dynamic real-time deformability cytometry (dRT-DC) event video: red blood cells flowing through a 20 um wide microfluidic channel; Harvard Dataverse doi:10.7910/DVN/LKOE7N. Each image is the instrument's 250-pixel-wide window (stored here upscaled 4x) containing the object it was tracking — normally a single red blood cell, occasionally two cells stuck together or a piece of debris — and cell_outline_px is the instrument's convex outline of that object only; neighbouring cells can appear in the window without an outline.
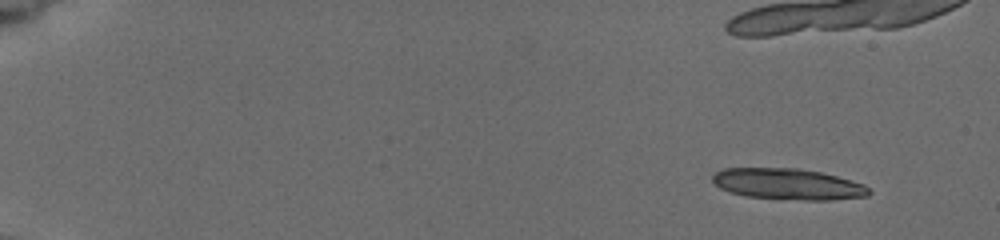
{"species": "common noctule bat (a hibernating species)", "species_latin": "Nyctalus noctula", "temperature_condition": "cold", "stored_images_in_passage": 10, "camera_frame_rate_fps": 3000, "um_per_image_px": 0.085, "animal": {"sex": "female", "body_mass_g": 19.5, "forearm_length_mm": 54.1}, "frame": {"image": 1, "passage_image": 2, "time_ms": 1.0, "image_size_px": [1000, 240], "cell_outline_px": [[872, 192], [868, 196], [832, 200], [804, 200], [744, 196], [728, 192], [720, 188], [712, 180], [712, 176], [716, 172], [724, 168], [796, 168], [820, 172], [836, 176], [864, 184]], "centroid_in_image_um": [66.97, 15.65], "position_along_channel_um": 18.0, "area_um2": 28.32}}